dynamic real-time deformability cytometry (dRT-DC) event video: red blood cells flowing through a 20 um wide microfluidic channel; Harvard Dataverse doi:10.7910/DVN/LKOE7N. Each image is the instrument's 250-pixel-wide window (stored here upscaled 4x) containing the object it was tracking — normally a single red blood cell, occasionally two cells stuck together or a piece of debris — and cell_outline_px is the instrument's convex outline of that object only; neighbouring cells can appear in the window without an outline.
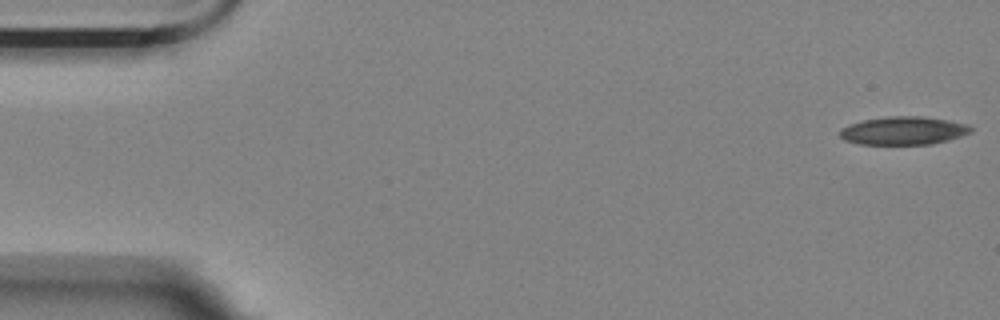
{"species": "Egyptian fruit bat (a non-hibernating species)", "species_latin": "Rousettus aegyptiacus", "temperature_condition": "room temperature", "stored_images_in_passage": 5, "camera_frame_rate_fps": 3000, "um_per_image_px": 0.085, "animal": {"sex": "female"}, "frame": {"image": 1, "passage_image": 1, "time_ms": 0.0, "image_size_px": [1000, 320], "cell_outline_px": [[972, 132], [948, 140], [932, 144], [860, 144], [844, 140], [840, 136], [840, 128], [848, 124], [864, 120], [888, 116], [920, 116], [948, 120], [968, 124], [972, 128]], "centroid_in_image_um": [76.79, 11.1], "position_along_channel_um": 8.2, "area_um2": 21.5}}
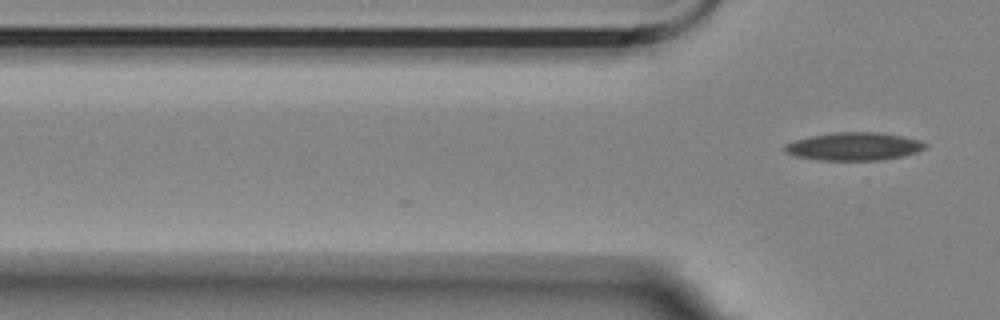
{"frame": {"image": 2, "passage_image": 5, "time_ms": 1.333, "image_size_px": [1000, 320], "cell_outline_px": [[928, 148], [916, 152], [900, 156], [880, 160], [816, 160], [796, 156], [784, 152], [784, 144], [796, 140], [812, 136], [836, 132], [876, 132], [904, 136], [920, 140], [928, 144]], "centroid_in_image_um": [72.6, 12.44], "position_along_channel_um": 53.2, "area_um2": 22.89}}